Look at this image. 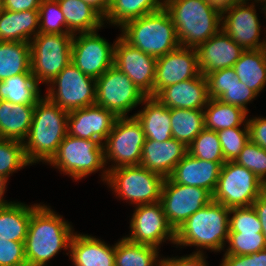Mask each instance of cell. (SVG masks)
Segmentation results:
<instances>
[{
    "label": "cell",
    "mask_w": 266,
    "mask_h": 266,
    "mask_svg": "<svg viewBox=\"0 0 266 266\" xmlns=\"http://www.w3.org/2000/svg\"><path fill=\"white\" fill-rule=\"evenodd\" d=\"M50 207L40 203L31 213L24 243L27 266H47L62 249L69 253L74 229Z\"/></svg>",
    "instance_id": "6da1fadb"
},
{
    "label": "cell",
    "mask_w": 266,
    "mask_h": 266,
    "mask_svg": "<svg viewBox=\"0 0 266 266\" xmlns=\"http://www.w3.org/2000/svg\"><path fill=\"white\" fill-rule=\"evenodd\" d=\"M68 134V112L42 96L35 105L28 136L23 141L28 162L49 163Z\"/></svg>",
    "instance_id": "7a4b0ae2"
},
{
    "label": "cell",
    "mask_w": 266,
    "mask_h": 266,
    "mask_svg": "<svg viewBox=\"0 0 266 266\" xmlns=\"http://www.w3.org/2000/svg\"><path fill=\"white\" fill-rule=\"evenodd\" d=\"M230 209L223 204L211 200L205 207L197 210L183 225L176 230L175 244L179 246H195L202 254V249L220 252L226 247L229 235Z\"/></svg>",
    "instance_id": "3957f363"
},
{
    "label": "cell",
    "mask_w": 266,
    "mask_h": 266,
    "mask_svg": "<svg viewBox=\"0 0 266 266\" xmlns=\"http://www.w3.org/2000/svg\"><path fill=\"white\" fill-rule=\"evenodd\" d=\"M180 46L196 48L222 27V16L203 0H164Z\"/></svg>",
    "instance_id": "277c9868"
},
{
    "label": "cell",
    "mask_w": 266,
    "mask_h": 266,
    "mask_svg": "<svg viewBox=\"0 0 266 266\" xmlns=\"http://www.w3.org/2000/svg\"><path fill=\"white\" fill-rule=\"evenodd\" d=\"M119 28L126 42L155 58L180 46L172 18L164 7L130 20Z\"/></svg>",
    "instance_id": "5b68a950"
},
{
    "label": "cell",
    "mask_w": 266,
    "mask_h": 266,
    "mask_svg": "<svg viewBox=\"0 0 266 266\" xmlns=\"http://www.w3.org/2000/svg\"><path fill=\"white\" fill-rule=\"evenodd\" d=\"M48 164L76 181L100 169L102 181L105 183L108 178V169L104 168V146L98 139L87 140L67 134Z\"/></svg>",
    "instance_id": "8992f818"
},
{
    "label": "cell",
    "mask_w": 266,
    "mask_h": 266,
    "mask_svg": "<svg viewBox=\"0 0 266 266\" xmlns=\"http://www.w3.org/2000/svg\"><path fill=\"white\" fill-rule=\"evenodd\" d=\"M164 179L141 165H132L111 169L106 184L119 199L137 206L159 202Z\"/></svg>",
    "instance_id": "52a82bcc"
},
{
    "label": "cell",
    "mask_w": 266,
    "mask_h": 266,
    "mask_svg": "<svg viewBox=\"0 0 266 266\" xmlns=\"http://www.w3.org/2000/svg\"><path fill=\"white\" fill-rule=\"evenodd\" d=\"M73 34L39 32L29 43L31 73L40 83L50 82L71 62Z\"/></svg>",
    "instance_id": "ba28073f"
},
{
    "label": "cell",
    "mask_w": 266,
    "mask_h": 266,
    "mask_svg": "<svg viewBox=\"0 0 266 266\" xmlns=\"http://www.w3.org/2000/svg\"><path fill=\"white\" fill-rule=\"evenodd\" d=\"M265 191V184L250 170L235 161H226L220 170L212 200L225 207H250Z\"/></svg>",
    "instance_id": "9c48e42d"
},
{
    "label": "cell",
    "mask_w": 266,
    "mask_h": 266,
    "mask_svg": "<svg viewBox=\"0 0 266 266\" xmlns=\"http://www.w3.org/2000/svg\"><path fill=\"white\" fill-rule=\"evenodd\" d=\"M145 140L142 125L135 116L118 117L103 143L106 166L112 161L108 172L121 166L140 165Z\"/></svg>",
    "instance_id": "30bf717a"
},
{
    "label": "cell",
    "mask_w": 266,
    "mask_h": 266,
    "mask_svg": "<svg viewBox=\"0 0 266 266\" xmlns=\"http://www.w3.org/2000/svg\"><path fill=\"white\" fill-rule=\"evenodd\" d=\"M48 87L45 96L68 113L95 104L96 79L81 72L71 62Z\"/></svg>",
    "instance_id": "8fae6325"
},
{
    "label": "cell",
    "mask_w": 266,
    "mask_h": 266,
    "mask_svg": "<svg viewBox=\"0 0 266 266\" xmlns=\"http://www.w3.org/2000/svg\"><path fill=\"white\" fill-rule=\"evenodd\" d=\"M146 95L114 65L96 79L95 104L112 111L117 117L140 105Z\"/></svg>",
    "instance_id": "7c38bea8"
},
{
    "label": "cell",
    "mask_w": 266,
    "mask_h": 266,
    "mask_svg": "<svg viewBox=\"0 0 266 266\" xmlns=\"http://www.w3.org/2000/svg\"><path fill=\"white\" fill-rule=\"evenodd\" d=\"M211 200L212 195L206 189L174 183L169 177L163 181L160 202L175 231Z\"/></svg>",
    "instance_id": "4fadbf2b"
},
{
    "label": "cell",
    "mask_w": 266,
    "mask_h": 266,
    "mask_svg": "<svg viewBox=\"0 0 266 266\" xmlns=\"http://www.w3.org/2000/svg\"><path fill=\"white\" fill-rule=\"evenodd\" d=\"M78 35V36H77ZM115 42L110 44L98 30L75 34L72 39L71 63L95 79L114 65Z\"/></svg>",
    "instance_id": "5bb4252c"
},
{
    "label": "cell",
    "mask_w": 266,
    "mask_h": 266,
    "mask_svg": "<svg viewBox=\"0 0 266 266\" xmlns=\"http://www.w3.org/2000/svg\"><path fill=\"white\" fill-rule=\"evenodd\" d=\"M134 207L130 220L131 233L126 236L129 241L157 248L166 240L175 244L176 231L169 224L160 201Z\"/></svg>",
    "instance_id": "9a60e30c"
},
{
    "label": "cell",
    "mask_w": 266,
    "mask_h": 266,
    "mask_svg": "<svg viewBox=\"0 0 266 266\" xmlns=\"http://www.w3.org/2000/svg\"><path fill=\"white\" fill-rule=\"evenodd\" d=\"M157 58L131 46L121 36L114 47V66L125 73L146 96H154Z\"/></svg>",
    "instance_id": "2e32d148"
},
{
    "label": "cell",
    "mask_w": 266,
    "mask_h": 266,
    "mask_svg": "<svg viewBox=\"0 0 266 266\" xmlns=\"http://www.w3.org/2000/svg\"><path fill=\"white\" fill-rule=\"evenodd\" d=\"M254 3L262 2L238 4L222 16V30L244 50L266 48V38L260 39L261 24Z\"/></svg>",
    "instance_id": "e0dca14e"
},
{
    "label": "cell",
    "mask_w": 266,
    "mask_h": 266,
    "mask_svg": "<svg viewBox=\"0 0 266 266\" xmlns=\"http://www.w3.org/2000/svg\"><path fill=\"white\" fill-rule=\"evenodd\" d=\"M200 74L195 48L179 46L157 58L154 97L165 87L189 80Z\"/></svg>",
    "instance_id": "ac0fdd59"
},
{
    "label": "cell",
    "mask_w": 266,
    "mask_h": 266,
    "mask_svg": "<svg viewBox=\"0 0 266 266\" xmlns=\"http://www.w3.org/2000/svg\"><path fill=\"white\" fill-rule=\"evenodd\" d=\"M118 117L96 104L68 113V134L82 139L105 142Z\"/></svg>",
    "instance_id": "d6986e66"
},
{
    "label": "cell",
    "mask_w": 266,
    "mask_h": 266,
    "mask_svg": "<svg viewBox=\"0 0 266 266\" xmlns=\"http://www.w3.org/2000/svg\"><path fill=\"white\" fill-rule=\"evenodd\" d=\"M195 49L198 68L204 76L220 69L233 67L245 51L222 28Z\"/></svg>",
    "instance_id": "ffe728a7"
},
{
    "label": "cell",
    "mask_w": 266,
    "mask_h": 266,
    "mask_svg": "<svg viewBox=\"0 0 266 266\" xmlns=\"http://www.w3.org/2000/svg\"><path fill=\"white\" fill-rule=\"evenodd\" d=\"M167 108L203 110L209 100L207 80L203 74L163 88L156 96Z\"/></svg>",
    "instance_id": "44dd1931"
},
{
    "label": "cell",
    "mask_w": 266,
    "mask_h": 266,
    "mask_svg": "<svg viewBox=\"0 0 266 266\" xmlns=\"http://www.w3.org/2000/svg\"><path fill=\"white\" fill-rule=\"evenodd\" d=\"M224 163L202 160L187 153L175 166L169 178L174 183L206 189L212 195Z\"/></svg>",
    "instance_id": "7402d4cb"
},
{
    "label": "cell",
    "mask_w": 266,
    "mask_h": 266,
    "mask_svg": "<svg viewBox=\"0 0 266 266\" xmlns=\"http://www.w3.org/2000/svg\"><path fill=\"white\" fill-rule=\"evenodd\" d=\"M187 148L183 142L175 138L164 142L146 139L142 149L140 165L167 178L188 153Z\"/></svg>",
    "instance_id": "603a6c76"
},
{
    "label": "cell",
    "mask_w": 266,
    "mask_h": 266,
    "mask_svg": "<svg viewBox=\"0 0 266 266\" xmlns=\"http://www.w3.org/2000/svg\"><path fill=\"white\" fill-rule=\"evenodd\" d=\"M69 258L74 266H115V245L75 232L70 241Z\"/></svg>",
    "instance_id": "cb8c5ba5"
},
{
    "label": "cell",
    "mask_w": 266,
    "mask_h": 266,
    "mask_svg": "<svg viewBox=\"0 0 266 266\" xmlns=\"http://www.w3.org/2000/svg\"><path fill=\"white\" fill-rule=\"evenodd\" d=\"M142 104L145 105L133 114L140 122L146 139L164 142L172 138L170 109L154 96H146Z\"/></svg>",
    "instance_id": "d4e9b609"
},
{
    "label": "cell",
    "mask_w": 266,
    "mask_h": 266,
    "mask_svg": "<svg viewBox=\"0 0 266 266\" xmlns=\"http://www.w3.org/2000/svg\"><path fill=\"white\" fill-rule=\"evenodd\" d=\"M39 10L0 13V42H30L39 33Z\"/></svg>",
    "instance_id": "484cf974"
},
{
    "label": "cell",
    "mask_w": 266,
    "mask_h": 266,
    "mask_svg": "<svg viewBox=\"0 0 266 266\" xmlns=\"http://www.w3.org/2000/svg\"><path fill=\"white\" fill-rule=\"evenodd\" d=\"M35 105L0 100V139L23 142L28 136Z\"/></svg>",
    "instance_id": "4316f807"
},
{
    "label": "cell",
    "mask_w": 266,
    "mask_h": 266,
    "mask_svg": "<svg viewBox=\"0 0 266 266\" xmlns=\"http://www.w3.org/2000/svg\"><path fill=\"white\" fill-rule=\"evenodd\" d=\"M69 33H89L104 27V18L83 0H58Z\"/></svg>",
    "instance_id": "83f0119b"
},
{
    "label": "cell",
    "mask_w": 266,
    "mask_h": 266,
    "mask_svg": "<svg viewBox=\"0 0 266 266\" xmlns=\"http://www.w3.org/2000/svg\"><path fill=\"white\" fill-rule=\"evenodd\" d=\"M40 204L26 205L21 202H10L0 208V239L25 242L31 213Z\"/></svg>",
    "instance_id": "f1b7e54d"
},
{
    "label": "cell",
    "mask_w": 266,
    "mask_h": 266,
    "mask_svg": "<svg viewBox=\"0 0 266 266\" xmlns=\"http://www.w3.org/2000/svg\"><path fill=\"white\" fill-rule=\"evenodd\" d=\"M233 68L239 81L258 95L266 86V48L245 50Z\"/></svg>",
    "instance_id": "f546056e"
},
{
    "label": "cell",
    "mask_w": 266,
    "mask_h": 266,
    "mask_svg": "<svg viewBox=\"0 0 266 266\" xmlns=\"http://www.w3.org/2000/svg\"><path fill=\"white\" fill-rule=\"evenodd\" d=\"M203 111L205 129L220 131L237 126H248V113L245 110L222 103L218 99L209 98Z\"/></svg>",
    "instance_id": "4dcf8cb0"
},
{
    "label": "cell",
    "mask_w": 266,
    "mask_h": 266,
    "mask_svg": "<svg viewBox=\"0 0 266 266\" xmlns=\"http://www.w3.org/2000/svg\"><path fill=\"white\" fill-rule=\"evenodd\" d=\"M31 73L29 42H0V81Z\"/></svg>",
    "instance_id": "1f68e13d"
},
{
    "label": "cell",
    "mask_w": 266,
    "mask_h": 266,
    "mask_svg": "<svg viewBox=\"0 0 266 266\" xmlns=\"http://www.w3.org/2000/svg\"><path fill=\"white\" fill-rule=\"evenodd\" d=\"M160 248L134 243L122 237L115 244V266H162ZM159 258V259H158Z\"/></svg>",
    "instance_id": "d6a6232c"
},
{
    "label": "cell",
    "mask_w": 266,
    "mask_h": 266,
    "mask_svg": "<svg viewBox=\"0 0 266 266\" xmlns=\"http://www.w3.org/2000/svg\"><path fill=\"white\" fill-rule=\"evenodd\" d=\"M33 74H20L0 81V100L13 104L36 105L42 97Z\"/></svg>",
    "instance_id": "836d02e7"
},
{
    "label": "cell",
    "mask_w": 266,
    "mask_h": 266,
    "mask_svg": "<svg viewBox=\"0 0 266 266\" xmlns=\"http://www.w3.org/2000/svg\"><path fill=\"white\" fill-rule=\"evenodd\" d=\"M163 7L164 0H115L104 18V23L122 27L130 20L153 13Z\"/></svg>",
    "instance_id": "e575fe53"
},
{
    "label": "cell",
    "mask_w": 266,
    "mask_h": 266,
    "mask_svg": "<svg viewBox=\"0 0 266 266\" xmlns=\"http://www.w3.org/2000/svg\"><path fill=\"white\" fill-rule=\"evenodd\" d=\"M172 138L188 146L205 128L204 111L196 109H170Z\"/></svg>",
    "instance_id": "d590c367"
},
{
    "label": "cell",
    "mask_w": 266,
    "mask_h": 266,
    "mask_svg": "<svg viewBox=\"0 0 266 266\" xmlns=\"http://www.w3.org/2000/svg\"><path fill=\"white\" fill-rule=\"evenodd\" d=\"M31 165L25 155L23 142L0 139V175L9 179L12 173ZM11 174V175H10Z\"/></svg>",
    "instance_id": "8d00e7d4"
},
{
    "label": "cell",
    "mask_w": 266,
    "mask_h": 266,
    "mask_svg": "<svg viewBox=\"0 0 266 266\" xmlns=\"http://www.w3.org/2000/svg\"><path fill=\"white\" fill-rule=\"evenodd\" d=\"M187 147L188 153L195 158L212 162H226L217 131L204 128Z\"/></svg>",
    "instance_id": "74e56055"
},
{
    "label": "cell",
    "mask_w": 266,
    "mask_h": 266,
    "mask_svg": "<svg viewBox=\"0 0 266 266\" xmlns=\"http://www.w3.org/2000/svg\"><path fill=\"white\" fill-rule=\"evenodd\" d=\"M224 255H249L266 248V240L262 233L229 232Z\"/></svg>",
    "instance_id": "f35d334b"
},
{
    "label": "cell",
    "mask_w": 266,
    "mask_h": 266,
    "mask_svg": "<svg viewBox=\"0 0 266 266\" xmlns=\"http://www.w3.org/2000/svg\"><path fill=\"white\" fill-rule=\"evenodd\" d=\"M39 20V32L41 33L71 34L66 27L58 0H41Z\"/></svg>",
    "instance_id": "ab89813d"
},
{
    "label": "cell",
    "mask_w": 266,
    "mask_h": 266,
    "mask_svg": "<svg viewBox=\"0 0 266 266\" xmlns=\"http://www.w3.org/2000/svg\"><path fill=\"white\" fill-rule=\"evenodd\" d=\"M225 161H234L250 140L249 126L217 131Z\"/></svg>",
    "instance_id": "60d3db41"
},
{
    "label": "cell",
    "mask_w": 266,
    "mask_h": 266,
    "mask_svg": "<svg viewBox=\"0 0 266 266\" xmlns=\"http://www.w3.org/2000/svg\"><path fill=\"white\" fill-rule=\"evenodd\" d=\"M253 172L266 185V150L251 140L234 160Z\"/></svg>",
    "instance_id": "b9f144b4"
},
{
    "label": "cell",
    "mask_w": 266,
    "mask_h": 266,
    "mask_svg": "<svg viewBox=\"0 0 266 266\" xmlns=\"http://www.w3.org/2000/svg\"><path fill=\"white\" fill-rule=\"evenodd\" d=\"M229 232L262 233V225L252 206L230 209Z\"/></svg>",
    "instance_id": "7bdbcfd3"
},
{
    "label": "cell",
    "mask_w": 266,
    "mask_h": 266,
    "mask_svg": "<svg viewBox=\"0 0 266 266\" xmlns=\"http://www.w3.org/2000/svg\"><path fill=\"white\" fill-rule=\"evenodd\" d=\"M209 98L218 99L239 79L233 67L220 69L205 75Z\"/></svg>",
    "instance_id": "ee69618b"
},
{
    "label": "cell",
    "mask_w": 266,
    "mask_h": 266,
    "mask_svg": "<svg viewBox=\"0 0 266 266\" xmlns=\"http://www.w3.org/2000/svg\"><path fill=\"white\" fill-rule=\"evenodd\" d=\"M24 243L0 239V266H27Z\"/></svg>",
    "instance_id": "f6af8a7d"
},
{
    "label": "cell",
    "mask_w": 266,
    "mask_h": 266,
    "mask_svg": "<svg viewBox=\"0 0 266 266\" xmlns=\"http://www.w3.org/2000/svg\"><path fill=\"white\" fill-rule=\"evenodd\" d=\"M257 96L259 95L239 81L229 87L218 100L225 104L240 107L248 113L247 104L252 102Z\"/></svg>",
    "instance_id": "bcb514c9"
},
{
    "label": "cell",
    "mask_w": 266,
    "mask_h": 266,
    "mask_svg": "<svg viewBox=\"0 0 266 266\" xmlns=\"http://www.w3.org/2000/svg\"><path fill=\"white\" fill-rule=\"evenodd\" d=\"M220 266H266V248L249 255H223Z\"/></svg>",
    "instance_id": "7dc6e473"
},
{
    "label": "cell",
    "mask_w": 266,
    "mask_h": 266,
    "mask_svg": "<svg viewBox=\"0 0 266 266\" xmlns=\"http://www.w3.org/2000/svg\"><path fill=\"white\" fill-rule=\"evenodd\" d=\"M247 123L250 140L266 150V117H252Z\"/></svg>",
    "instance_id": "c3c4849f"
},
{
    "label": "cell",
    "mask_w": 266,
    "mask_h": 266,
    "mask_svg": "<svg viewBox=\"0 0 266 266\" xmlns=\"http://www.w3.org/2000/svg\"><path fill=\"white\" fill-rule=\"evenodd\" d=\"M204 253H191L182 257L162 258V266H208Z\"/></svg>",
    "instance_id": "681fc988"
},
{
    "label": "cell",
    "mask_w": 266,
    "mask_h": 266,
    "mask_svg": "<svg viewBox=\"0 0 266 266\" xmlns=\"http://www.w3.org/2000/svg\"><path fill=\"white\" fill-rule=\"evenodd\" d=\"M41 0H3L5 10L21 12L39 10Z\"/></svg>",
    "instance_id": "f907efd6"
},
{
    "label": "cell",
    "mask_w": 266,
    "mask_h": 266,
    "mask_svg": "<svg viewBox=\"0 0 266 266\" xmlns=\"http://www.w3.org/2000/svg\"><path fill=\"white\" fill-rule=\"evenodd\" d=\"M262 225V234L266 240V190L251 205Z\"/></svg>",
    "instance_id": "816d5d0a"
},
{
    "label": "cell",
    "mask_w": 266,
    "mask_h": 266,
    "mask_svg": "<svg viewBox=\"0 0 266 266\" xmlns=\"http://www.w3.org/2000/svg\"><path fill=\"white\" fill-rule=\"evenodd\" d=\"M210 8L223 16L231 7L224 0H203Z\"/></svg>",
    "instance_id": "f5cc1de1"
},
{
    "label": "cell",
    "mask_w": 266,
    "mask_h": 266,
    "mask_svg": "<svg viewBox=\"0 0 266 266\" xmlns=\"http://www.w3.org/2000/svg\"><path fill=\"white\" fill-rule=\"evenodd\" d=\"M95 9L103 18L107 15V0H83Z\"/></svg>",
    "instance_id": "db71d44e"
},
{
    "label": "cell",
    "mask_w": 266,
    "mask_h": 266,
    "mask_svg": "<svg viewBox=\"0 0 266 266\" xmlns=\"http://www.w3.org/2000/svg\"><path fill=\"white\" fill-rule=\"evenodd\" d=\"M7 182L8 179L0 175V208L7 206L12 201H7L3 197L5 194V190H7Z\"/></svg>",
    "instance_id": "11a10c76"
},
{
    "label": "cell",
    "mask_w": 266,
    "mask_h": 266,
    "mask_svg": "<svg viewBox=\"0 0 266 266\" xmlns=\"http://www.w3.org/2000/svg\"><path fill=\"white\" fill-rule=\"evenodd\" d=\"M230 7L253 0H224Z\"/></svg>",
    "instance_id": "9f6ffc18"
},
{
    "label": "cell",
    "mask_w": 266,
    "mask_h": 266,
    "mask_svg": "<svg viewBox=\"0 0 266 266\" xmlns=\"http://www.w3.org/2000/svg\"><path fill=\"white\" fill-rule=\"evenodd\" d=\"M115 0H107V13L110 9V6L114 3Z\"/></svg>",
    "instance_id": "6f0895ef"
},
{
    "label": "cell",
    "mask_w": 266,
    "mask_h": 266,
    "mask_svg": "<svg viewBox=\"0 0 266 266\" xmlns=\"http://www.w3.org/2000/svg\"><path fill=\"white\" fill-rule=\"evenodd\" d=\"M261 5H263V6L260 9H262L264 11V14L266 16V3H262Z\"/></svg>",
    "instance_id": "680465c9"
},
{
    "label": "cell",
    "mask_w": 266,
    "mask_h": 266,
    "mask_svg": "<svg viewBox=\"0 0 266 266\" xmlns=\"http://www.w3.org/2000/svg\"><path fill=\"white\" fill-rule=\"evenodd\" d=\"M4 10L3 0H0V13Z\"/></svg>",
    "instance_id": "91938a15"
},
{
    "label": "cell",
    "mask_w": 266,
    "mask_h": 266,
    "mask_svg": "<svg viewBox=\"0 0 266 266\" xmlns=\"http://www.w3.org/2000/svg\"><path fill=\"white\" fill-rule=\"evenodd\" d=\"M256 2H262V3H266V0H254Z\"/></svg>",
    "instance_id": "94428289"
}]
</instances>
